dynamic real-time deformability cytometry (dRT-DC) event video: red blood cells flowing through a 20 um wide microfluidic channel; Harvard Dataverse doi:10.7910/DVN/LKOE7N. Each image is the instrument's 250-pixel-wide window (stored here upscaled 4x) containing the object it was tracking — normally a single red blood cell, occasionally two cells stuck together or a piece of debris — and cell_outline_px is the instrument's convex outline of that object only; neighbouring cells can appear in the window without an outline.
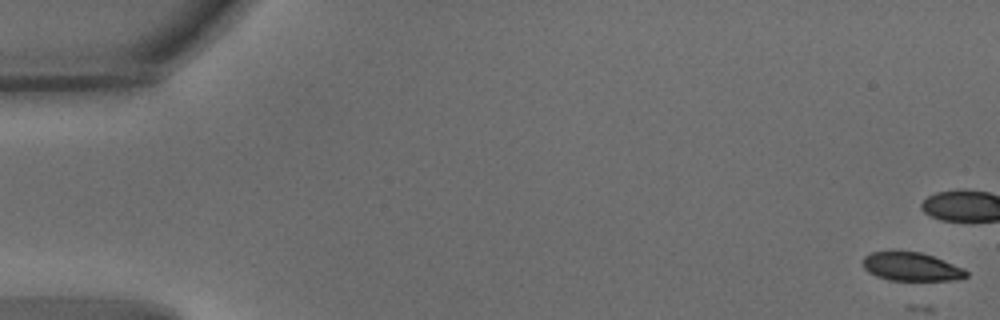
{"species": "common noctule bat (a hibernating species)", "species_latin": "Nyctalus noctula", "temperature_condition": "warm", "stored_images_in_passage": 26, "camera_frame_rate_fps": 3000, "um_per_image_px": 0.085, "animal": {"sex": "male", "body_mass_g": 15.6}, "frame": {"image": 1, "passage_image": 1, "time_ms": 0.0, "image_size_px": [1000, 320], "cell_outline_px": [[968, 276], [956, 280], [888, 280], [876, 276], [868, 272], [864, 268], [860, 260], [864, 256], [872, 252], [920, 252], [932, 256], [964, 268], [968, 272]], "centroid_in_image_um": [77.44, 22.68], "position_along_channel_um": 7.6, "area_um2": 17.11}}